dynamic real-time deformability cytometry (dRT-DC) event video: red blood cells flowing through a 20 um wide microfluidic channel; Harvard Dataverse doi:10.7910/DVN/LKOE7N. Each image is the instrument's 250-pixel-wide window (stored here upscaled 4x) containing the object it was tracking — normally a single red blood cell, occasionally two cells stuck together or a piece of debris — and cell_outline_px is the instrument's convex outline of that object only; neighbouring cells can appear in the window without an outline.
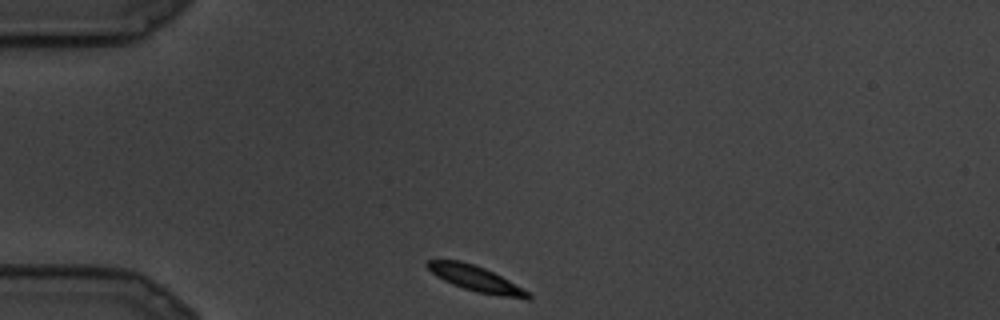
{"species": "common noctule bat (a hibernating species)", "species_latin": "Nyctalus noctula", "temperature_condition": "cold", "stored_images_in_passage": 8, "camera_frame_rate_fps": 3000, "um_per_image_px": 0.085, "animal": {"sex": "male", "body_mass_g": 19.5, "forearm_length_mm": 54.6}, "frame": {"image": 1, "passage_image": 1, "time_ms": 0.0, "image_size_px": [1000, 320], "cell_outline_px": [[532, 296], [528, 300], [500, 296], [476, 292], [452, 284], [436, 276], [424, 264], [428, 260], [460, 260], [476, 264], [532, 292]], "centroid_in_image_um": [40.49, 23.7], "position_along_channel_um": 44.5, "area_um2": 15.14}}
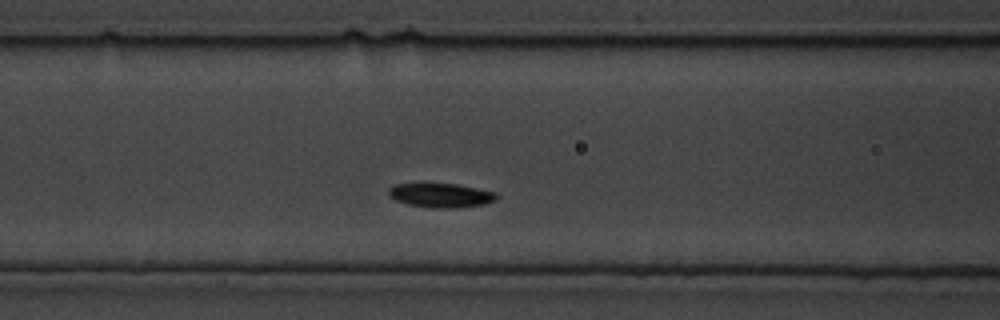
{"frame": {"image": 2, "passage_image": 6, "time_ms": 1.667, "image_size_px": [1000, 320], "cell_outline_px": [[496, 200], [484, 204], [456, 208], [432, 208], [408, 204], [396, 200], [388, 192], [388, 188], [396, 184], [456, 184], [496, 192]], "centroid_in_image_um": [37.49, 16.61], "position_along_channel_um": 129.1, "area_um2": 14.97}}
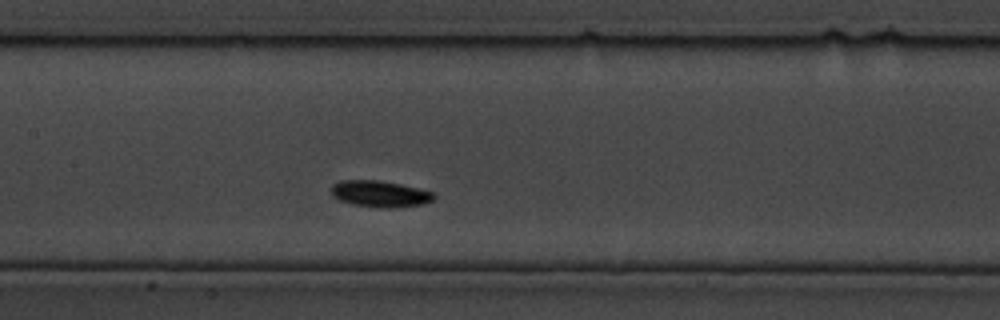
{"frame": {"image": 3, "passage_image": 8, "time_ms": 2.333, "image_size_px": [1000, 320], "cell_outline_px": [[436, 196], [432, 200], [424, 204], [392, 208], [384, 208], [352, 204], [340, 200], [332, 196], [332, 184], [340, 180], [380, 180], [420, 188], [436, 192]], "centroid_in_image_um": [32.33, 16.47], "position_along_channel_um": 175.1, "area_um2": 15.95}}